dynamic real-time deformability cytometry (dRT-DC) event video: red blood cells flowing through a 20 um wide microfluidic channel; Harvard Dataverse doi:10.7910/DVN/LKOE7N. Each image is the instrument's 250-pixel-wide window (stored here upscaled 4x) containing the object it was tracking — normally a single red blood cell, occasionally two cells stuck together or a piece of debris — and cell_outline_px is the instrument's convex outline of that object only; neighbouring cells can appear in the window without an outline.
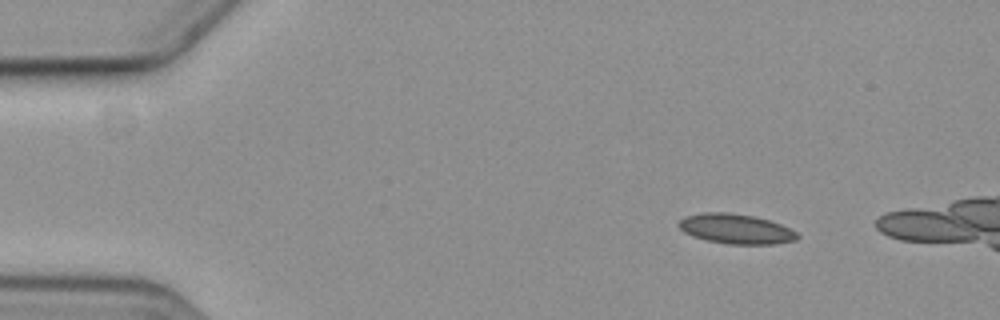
{"species": "common noctule bat (a hibernating species)", "species_latin": "Nyctalus noctula", "temperature_condition": "cold", "stored_images_in_passage": 4, "camera_frame_rate_fps": 3000, "um_per_image_px": 0.085, "animal": {"sex": "female", "body_mass_g": 19.3, "forearm_length_mm": 54.1}, "frame": {"image": 1, "passage_image": 1, "time_ms": 0.0, "image_size_px": [1000, 320], "cell_outline_px": [[800, 236], [796, 240], [776, 244], [728, 244], [708, 240], [692, 236], [684, 232], [676, 224], [684, 216], [704, 212], [728, 212], [752, 216], [768, 220], [780, 224], [796, 232]], "centroid_in_image_um": [62.53, 19.45], "position_along_channel_um": 22.5, "area_um2": 20.58}}